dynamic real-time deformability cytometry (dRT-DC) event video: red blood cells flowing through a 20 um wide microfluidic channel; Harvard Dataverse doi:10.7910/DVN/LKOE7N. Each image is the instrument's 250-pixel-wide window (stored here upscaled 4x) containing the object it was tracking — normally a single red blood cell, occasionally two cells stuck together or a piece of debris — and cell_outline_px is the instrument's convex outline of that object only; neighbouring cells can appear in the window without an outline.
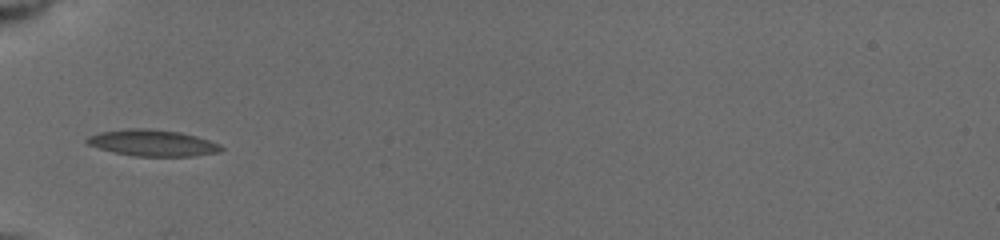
{"species": "common noctule bat (a hibernating species)", "species_latin": "Nyctalus noctula", "temperature_condition": "cold", "stored_images_in_passage": 6, "camera_frame_rate_fps": 3000, "um_per_image_px": 0.085, "animal": {"sex": "female", "body_mass_g": 19.5, "forearm_length_mm": 54.1}, "frame": {"image": 1, "passage_image": 1, "time_ms": 0.0, "image_size_px": [1000, 240], "cell_outline_px": [[224, 148], [220, 152], [192, 156], [136, 156], [112, 152], [88, 144], [84, 140], [88, 136], [100, 132], [128, 128], [148, 128], [180, 132], [196, 136], [220, 144]], "centroid_in_image_um": [12.97, 12.14], "position_along_channel_um": 72.0, "area_um2": 20.63}}
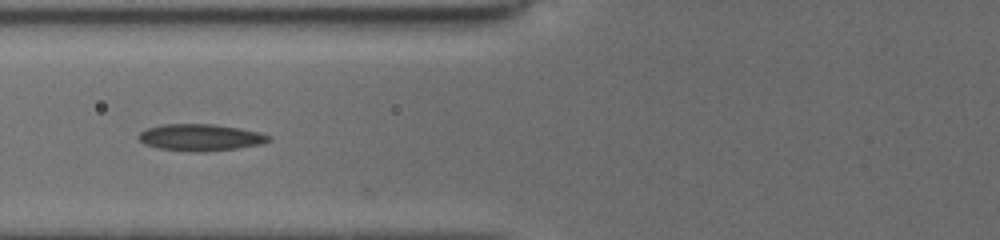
{"frame": {"image": 2, "passage_image": 4, "time_ms": 1.0, "image_size_px": [1000, 240], "cell_outline_px": [[272, 140], [260, 144], [236, 148], [204, 152], [188, 152], [160, 148], [144, 144], [136, 136], [140, 132], [148, 128], [164, 124], [212, 124], [240, 128], [260, 132], [272, 136]], "centroid_in_image_um": [17.05, 11.68], "position_along_channel_um": 108.8, "area_um2": 20.35}}